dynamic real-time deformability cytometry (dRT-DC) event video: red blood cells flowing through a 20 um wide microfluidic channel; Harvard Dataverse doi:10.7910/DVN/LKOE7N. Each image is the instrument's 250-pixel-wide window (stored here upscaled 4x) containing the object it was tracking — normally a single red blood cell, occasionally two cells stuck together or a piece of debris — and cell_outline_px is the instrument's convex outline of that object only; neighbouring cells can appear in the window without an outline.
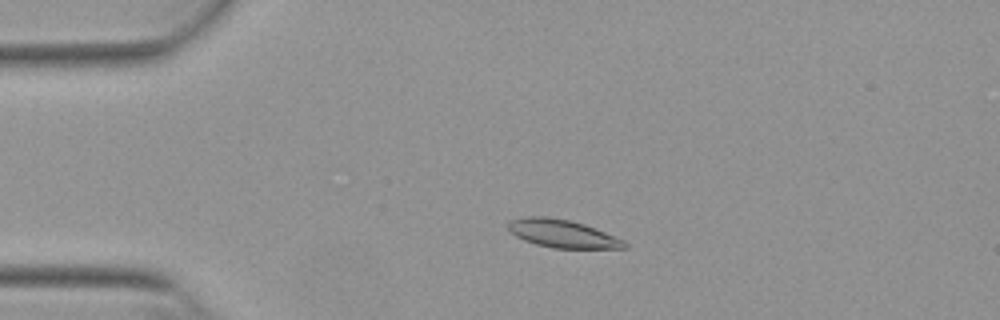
{"species": "Egyptian fruit bat (a non-hibernating species)", "species_latin": "Rousettus aegyptiacus", "temperature_condition": "warm", "stored_images_in_passage": 52, "camera_frame_rate_fps": 3000, "um_per_image_px": 0.085, "animal": {"sex": "female"}, "frame": {"image": 1, "passage_image": 11, "time_ms": 3.333, "image_size_px": [1000, 320], "cell_outline_px": [[628, 248], [552, 248], [536, 244], [524, 240], [516, 236], [508, 228], [508, 220], [528, 216], [548, 216], [568, 220], [584, 224], [624, 240], [628, 244]], "centroid_in_image_um": [47.79, 19.85], "position_along_channel_um": 37.2, "area_um2": 18.84}}
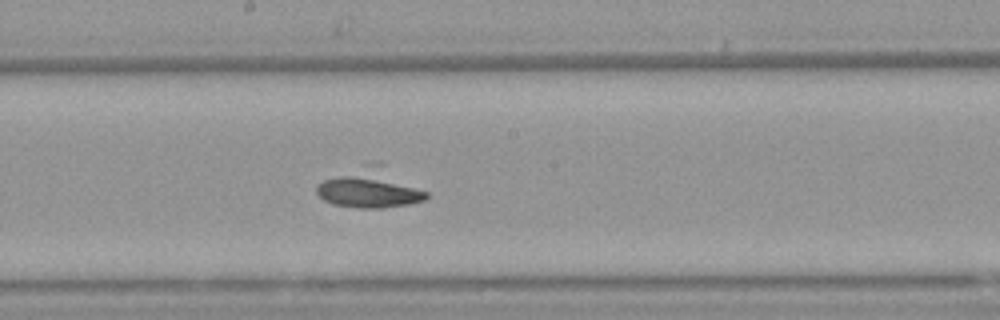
{"frame": {"image": 2, "passage_image": 28, "time_ms": 9.0, "image_size_px": [1000, 320], "cell_outline_px": [[428, 196], [424, 200], [408, 204], [380, 208], [356, 208], [332, 204], [324, 200], [316, 192], [316, 184], [324, 180], [372, 160], [428, 192]], "centroid_in_image_um": [31.42, 16.0], "position_along_channel_um": 216.8, "area_um2": 24.85}}
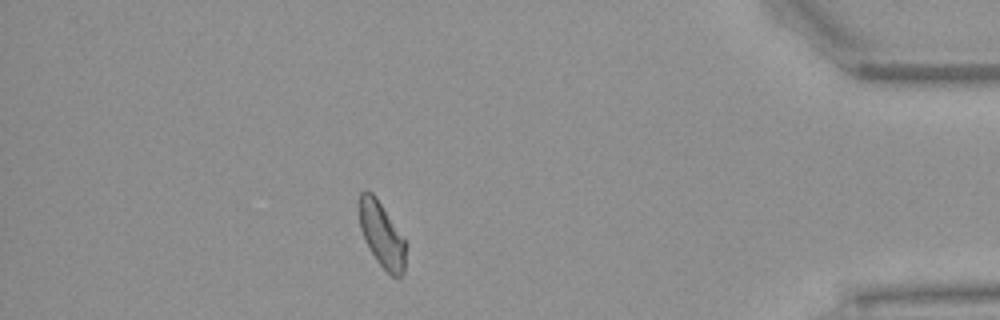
{"frame": {"image": 3, "passage_image": 46, "time_ms": 15.0, "image_size_px": [1000, 320], "cell_outline_px": [[408, 244], [404, 272], [400, 276], [392, 276], [376, 260], [360, 228], [360, 192], [364, 188], [372, 192], [376, 196], [404, 236]], "centroid_in_image_um": [32.51, 19.93], "position_along_channel_um": 402.7, "area_um2": 17.8}}